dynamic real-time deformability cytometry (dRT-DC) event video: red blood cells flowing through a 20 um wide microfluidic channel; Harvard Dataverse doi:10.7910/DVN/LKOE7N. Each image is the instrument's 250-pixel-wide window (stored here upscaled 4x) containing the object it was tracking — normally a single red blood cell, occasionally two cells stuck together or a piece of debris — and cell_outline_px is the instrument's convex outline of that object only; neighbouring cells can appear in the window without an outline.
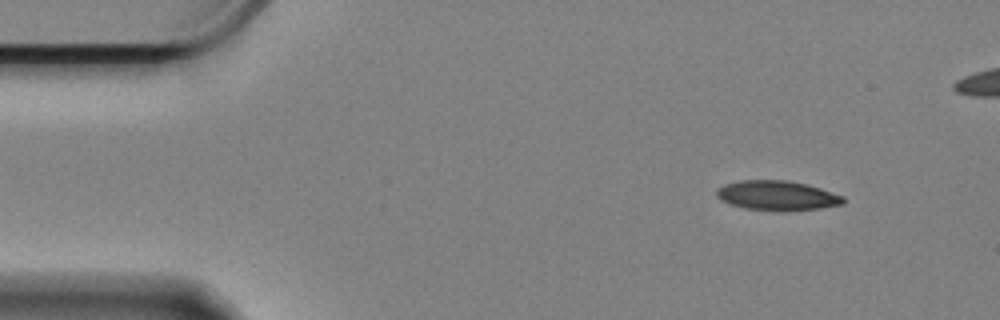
{"species": "Egyptian fruit bat (a non-hibernating species)", "species_latin": "Rousettus aegyptiacus", "temperature_condition": "cold", "stored_images_in_passage": 50, "camera_frame_rate_fps": 3000, "um_per_image_px": 0.085, "animal": {"sex": "female"}, "frame": {"image": 1, "passage_image": 1, "time_ms": 0.0, "image_size_px": [1000, 320], "cell_outline_px": [[844, 204], [820, 208], [744, 208], [720, 200], [716, 196], [716, 192], [724, 184], [740, 180], [784, 180], [804, 184], [820, 188], [844, 196]], "centroid_in_image_um": [66.04, 16.57], "position_along_channel_um": 19.0, "area_um2": 20.81}}
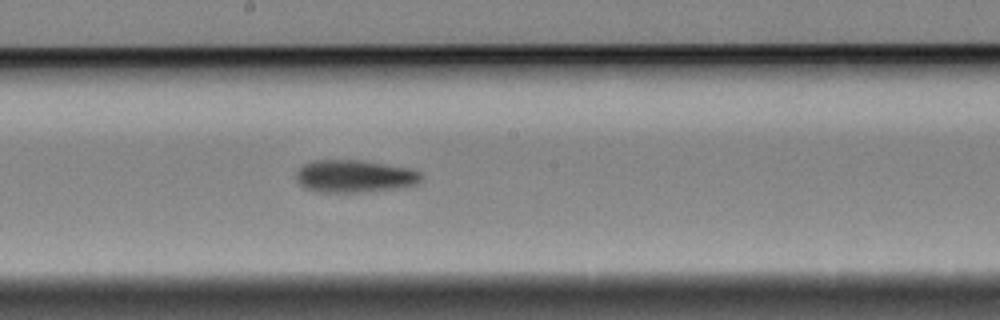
{"frame": {"image": 2, "passage_image": 26, "time_ms": 8.333, "image_size_px": [1000, 320], "cell_outline_px": [[420, 180], [416, 184], [400, 188], [368, 192], [312, 192], [304, 188], [296, 180], [296, 172], [304, 164], [316, 160], [360, 160], [408, 168], [420, 172]], "centroid_in_image_um": [30.09, 15.0], "position_along_channel_um": 218.1, "area_um2": 23.76}}
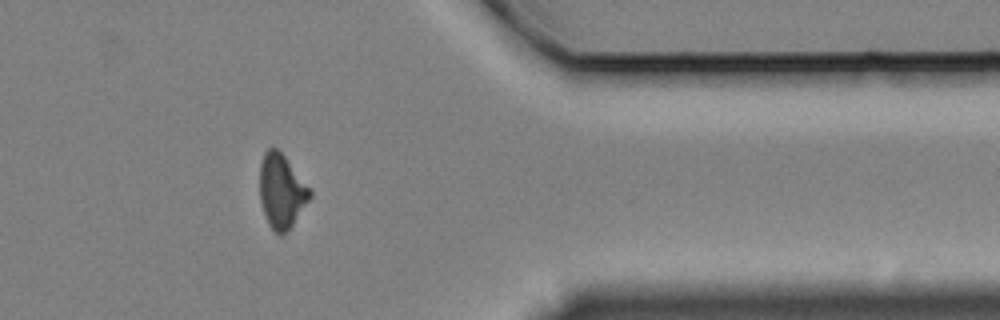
{"frame": {"image": 3, "passage_image": 43, "time_ms": 14.0, "image_size_px": [1000, 320], "cell_outline_px": [[312, 196], [292, 224], [280, 236], [268, 224], [260, 200], [260, 164], [264, 152], [268, 148], [276, 148], [284, 156], [312, 192]], "centroid_in_image_um": [23.91, 16.23], "position_along_channel_um": 387.5, "area_um2": 21.04}}